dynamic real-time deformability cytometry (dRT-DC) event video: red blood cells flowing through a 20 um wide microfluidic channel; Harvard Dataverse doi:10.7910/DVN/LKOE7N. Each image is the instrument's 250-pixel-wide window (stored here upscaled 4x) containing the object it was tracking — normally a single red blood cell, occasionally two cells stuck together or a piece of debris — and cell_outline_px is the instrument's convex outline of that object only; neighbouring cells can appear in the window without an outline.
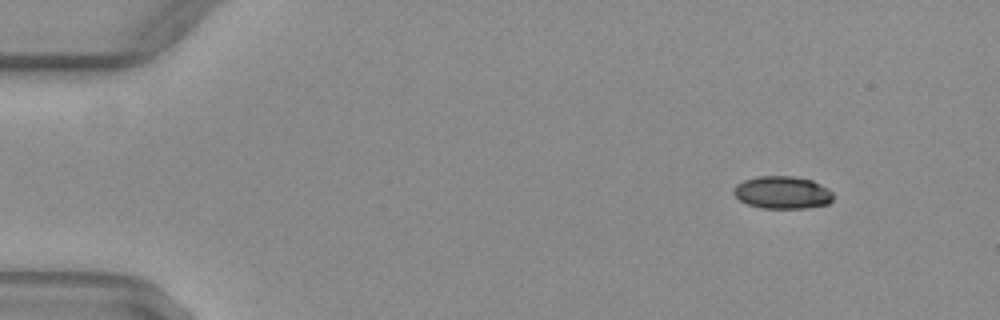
{"species": "common noctule bat (a hibernating species)", "species_latin": "Nyctalus noctula", "temperature_condition": "warm", "stored_images_in_passage": 21, "camera_frame_rate_fps": 3000, "um_per_image_px": 0.085, "animal": {"sex": "female", "body_mass_g": 29.2, "forearm_length_mm": 56.3}, "frame": {"image": 1, "passage_image": 6, "time_ms": 1.667, "image_size_px": [1000, 320], "cell_outline_px": [[832, 200], [828, 204], [804, 208], [760, 208], [748, 204], [740, 200], [732, 192], [732, 188], [736, 184], [744, 180], [756, 176], [792, 176], [812, 180], [828, 188], [832, 192]], "centroid_in_image_um": [66.48, 16.35], "position_along_channel_um": 18.5, "area_um2": 18.96}}
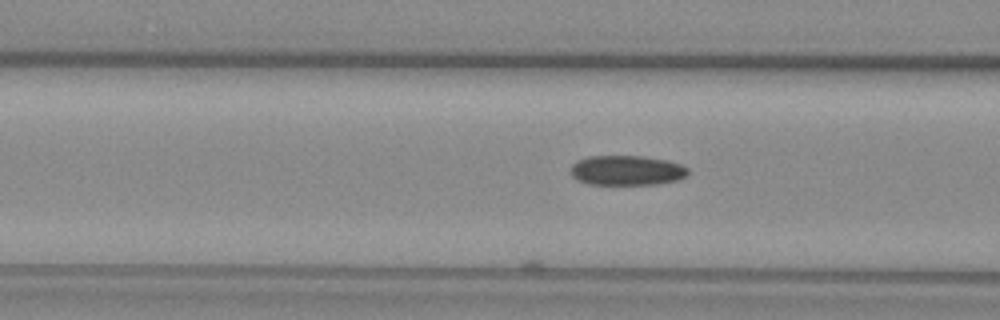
{"frame": {"image": 2, "passage_image": 21, "time_ms": 6.667, "image_size_px": [1000, 320], "cell_outline_px": [[688, 172], [684, 176], [676, 180], [656, 184], [588, 184], [576, 180], [572, 176], [572, 164], [576, 160], [588, 156], [640, 156], [668, 160], [680, 164], [688, 168]], "centroid_in_image_um": [53.24, 14.47], "position_along_channel_um": 113.4, "area_um2": 20.35}}